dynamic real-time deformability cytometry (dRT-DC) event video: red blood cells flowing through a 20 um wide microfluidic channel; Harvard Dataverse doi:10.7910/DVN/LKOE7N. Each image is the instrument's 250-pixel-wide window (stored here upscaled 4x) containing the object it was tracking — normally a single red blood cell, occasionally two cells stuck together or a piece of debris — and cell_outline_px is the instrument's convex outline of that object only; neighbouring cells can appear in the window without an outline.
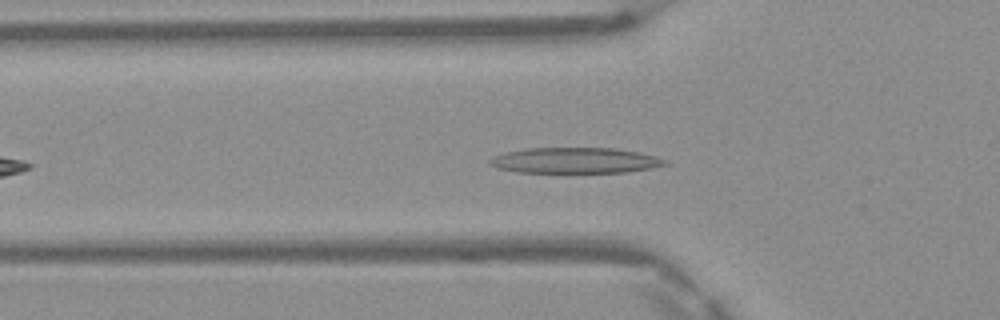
{"species": "Egyptian fruit bat (a non-hibernating species)", "species_latin": "Rousettus aegyptiacus", "temperature_condition": "warm", "stored_images_in_passage": 38, "camera_frame_rate_fps": 3000, "um_per_image_px": 0.085, "frame": {"image": 1, "passage_image": 8, "time_ms": 2.333, "image_size_px": [1000, 320], "cell_outline_px": [[668, 164], [652, 168], [624, 172], [516, 172], [496, 168], [488, 164], [488, 160], [492, 156], [504, 152], [528, 148], [612, 148], [640, 152], [656, 156], [668, 160]], "centroid_in_image_um": [48.86, 13.63], "position_along_channel_um": 76.9, "area_um2": 26.36}}
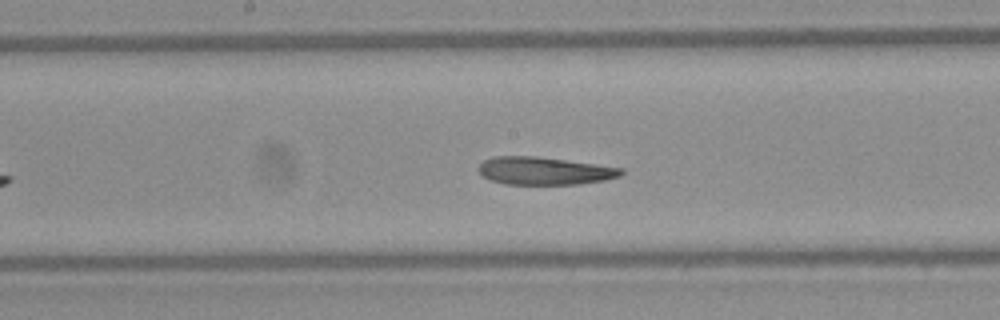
{"frame": {"image": 2, "passage_image": 17, "time_ms": 5.333, "image_size_px": [1000, 320], "cell_outline_px": [[624, 172], [620, 176], [604, 180], [580, 184], [504, 184], [492, 180], [484, 176], [476, 168], [484, 160], [492, 156], [536, 156], [624, 168]], "centroid_in_image_um": [46.27, 14.52], "position_along_channel_um": 201.9, "area_um2": 23.0}}
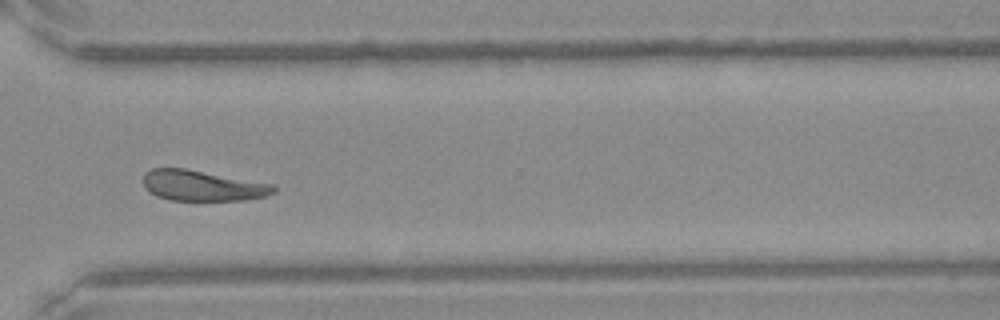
{"frame": {"image": 3, "passage_image": 28, "time_ms": 9.0, "image_size_px": [1000, 320], "cell_outline_px": [[276, 192], [268, 196], [244, 200], [168, 200], [156, 196], [148, 192], [144, 188], [144, 172], [152, 168], [184, 168], [272, 184], [276, 188]], "centroid_in_image_um": [17.18, 15.79], "position_along_channel_um": 353.4, "area_um2": 23.29}, "authors_computed_cell_mechanics": {"area_um2": 23.7847, "velocity_mm_per_s": 4.1279, "shape_relaxation_time_tau1_ms": 6.0781, "shape_relaxation_time_tau2_ms": 6.4922, "deformation_change_tau1": 0.1984, "deformation_change_tau2": 0.1676}}